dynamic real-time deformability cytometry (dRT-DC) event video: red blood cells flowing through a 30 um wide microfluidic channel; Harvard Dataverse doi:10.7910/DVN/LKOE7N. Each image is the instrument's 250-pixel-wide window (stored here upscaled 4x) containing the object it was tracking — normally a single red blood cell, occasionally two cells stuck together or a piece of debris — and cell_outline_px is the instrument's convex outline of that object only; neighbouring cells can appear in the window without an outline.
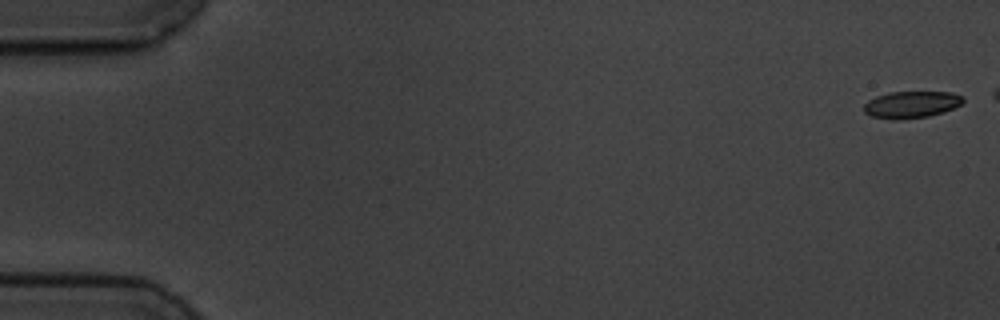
{"species": "common noctule bat (a hibernating species)", "species_latin": "Nyctalus noctula", "temperature_condition": "cold", "stored_images_in_passage": 6, "camera_frame_rate_fps": 3000, "um_per_image_px": 0.085, "animal": {"sex": "male", "body_mass_g": 19.5, "forearm_length_mm": 54.6}, "frame": {"image": 1, "passage_image": 1, "time_ms": 0.0, "image_size_px": [1000, 320], "cell_outline_px": [[964, 100], [960, 104], [944, 112], [928, 116], [900, 120], [892, 120], [872, 116], [864, 112], [864, 104], [868, 100], [876, 96], [888, 92], [952, 92], [964, 96]], "centroid_in_image_um": [77.45, 8.89], "position_along_channel_um": 7.5, "area_um2": 15.61}}
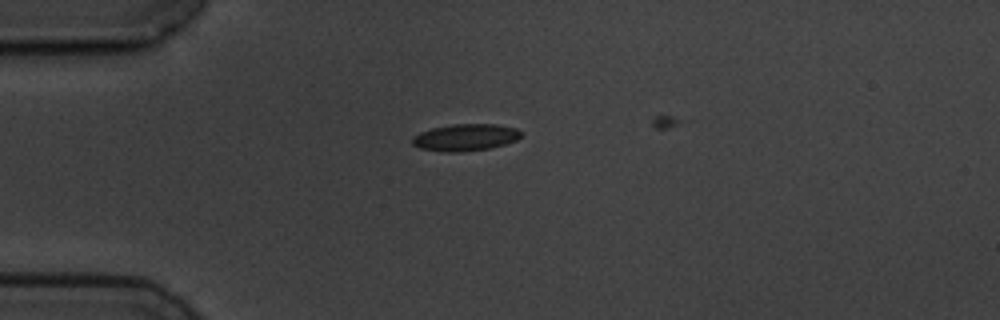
{"frame": {"image": 2, "passage_image": 5, "time_ms": 4.667, "image_size_px": [1000, 320], "cell_outline_px": [[520, 136], [516, 140], [492, 148], [460, 152], [444, 152], [420, 148], [412, 144], [412, 136], [420, 132], [432, 128], [452, 124], [496, 124], [516, 128], [520, 132]], "centroid_in_image_um": [39.53, 11.68], "position_along_channel_um": 45.5, "area_um2": 17.05}}